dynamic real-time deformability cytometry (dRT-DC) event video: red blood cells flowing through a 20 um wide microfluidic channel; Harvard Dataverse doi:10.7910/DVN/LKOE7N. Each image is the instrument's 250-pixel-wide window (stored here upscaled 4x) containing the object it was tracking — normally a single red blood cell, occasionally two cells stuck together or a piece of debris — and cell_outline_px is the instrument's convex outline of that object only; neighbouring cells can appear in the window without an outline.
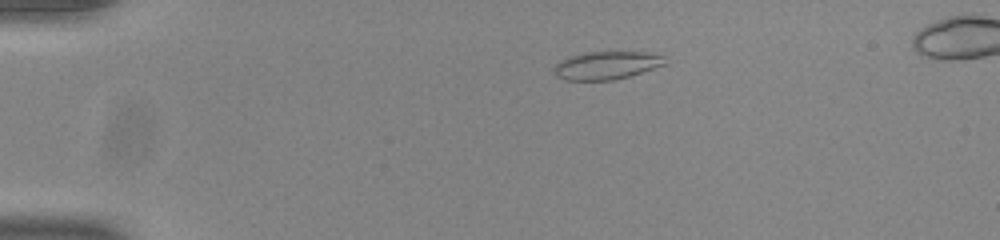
{"species": "common noctule bat (a hibernating species)", "species_latin": "Nyctalus noctula", "temperature_condition": "room temperature", "stored_images_in_passage": 44, "segment_of_instrument_passage": [1, 2], "camera_frame_rate_fps": 3000, "um_per_image_px": 0.085, "animal": {"sex": "male", "body_mass_g": 20.0, "forearm_length_mm": 53.3}, "frame": {"image": 1, "passage_image": 1, "time_ms": 0.0, "image_size_px": [1000, 240], "cell_outline_px": [[668, 64], [628, 76], [612, 80], [564, 80], [556, 76], [552, 72], [552, 68], [560, 60], [568, 56], [584, 52], [644, 52], [664, 56]], "centroid_in_image_um": [51.51, 5.55], "position_along_channel_um": 33.5, "area_um2": 18.26}}
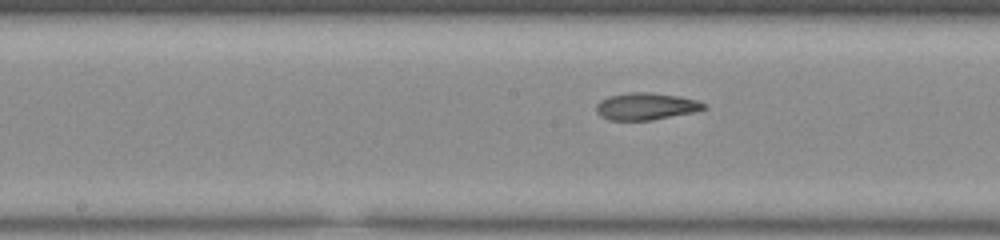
{"frame": {"image": 2, "passage_image": 18, "time_ms": 5.667, "image_size_px": [1000, 240], "cell_outline_px": [[708, 108], [696, 112], [652, 120], [608, 120], [600, 116], [596, 112], [596, 104], [600, 100], [608, 96], [628, 92], [652, 92], [676, 96], [696, 100], [708, 104]], "centroid_in_image_um": [54.91, 9.04], "position_along_channel_um": 193.3, "area_um2": 17.22}}
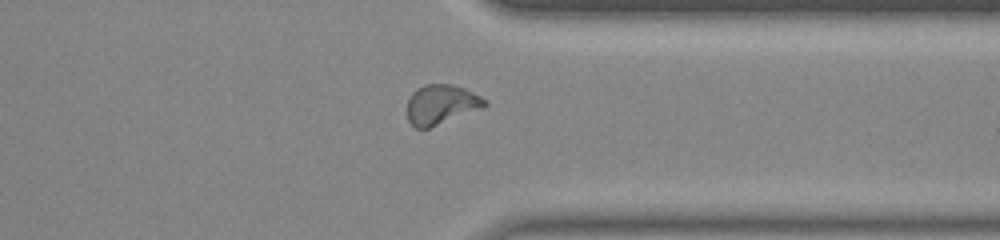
{"frame": {"image": 3, "passage_image": 32, "time_ms": 10.333, "image_size_px": [1000, 240], "cell_outline_px": [[488, 104], [484, 108], [428, 128], [416, 128], [408, 120], [408, 100], [412, 92], [416, 88], [424, 84], [452, 84], [464, 88], [488, 100]], "centroid_in_image_um": [37.52, 8.87], "position_along_channel_um": 373.9, "area_um2": 17.98}}